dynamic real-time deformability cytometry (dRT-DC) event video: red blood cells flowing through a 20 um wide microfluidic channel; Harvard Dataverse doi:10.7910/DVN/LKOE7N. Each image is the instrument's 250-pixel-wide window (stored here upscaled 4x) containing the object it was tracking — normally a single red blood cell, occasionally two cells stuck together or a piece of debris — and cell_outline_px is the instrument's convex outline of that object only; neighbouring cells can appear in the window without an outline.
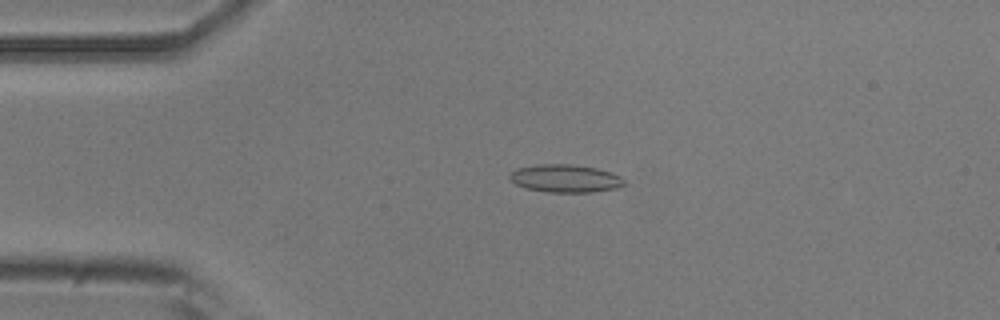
{"species": "common noctule bat (a hibernating species)", "species_latin": "Nyctalus noctula", "temperature_condition": "room temperature", "stored_images_in_passage": 53, "camera_frame_rate_fps": 3000, "um_per_image_px": 0.085, "animal": {"sex": "male", "body_mass_g": 20.5, "forearm_length_mm": 52.5}, "frame": {"image": 1, "passage_image": 12, "time_ms": 3.667, "image_size_px": [1000, 320], "cell_outline_px": [[624, 184], [616, 188], [592, 192], [544, 192], [528, 188], [516, 184], [508, 176], [516, 168], [536, 164], [568, 164], [596, 168], [612, 172], [620, 176], [624, 180]], "centroid_in_image_um": [48.04, 15.16], "position_along_channel_um": 37.0, "area_um2": 18.5}}
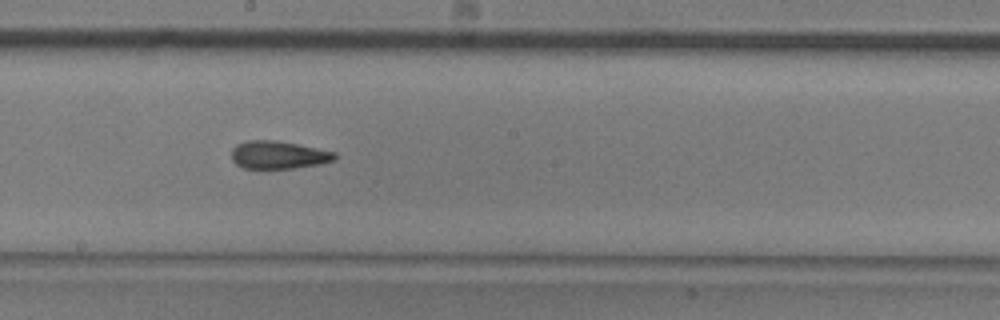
{"frame": {"image": 2, "passage_image": 29, "time_ms": 9.333, "image_size_px": [1000, 320], "cell_outline_px": [[336, 160], [320, 164], [292, 168], [244, 168], [236, 164], [232, 160], [232, 148], [236, 144], [248, 140], [276, 140], [336, 152]], "centroid_in_image_um": [23.66, 13.16], "position_along_channel_um": 224.5, "area_um2": 16.7}}
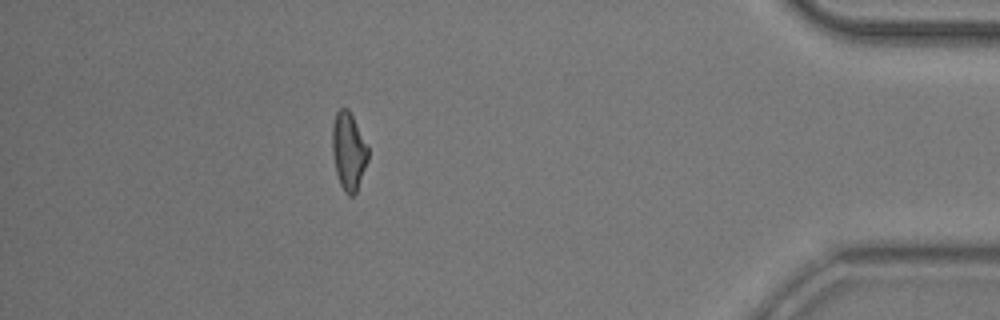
{"frame": {"image": 3, "passage_image": 47, "time_ms": 15.333, "image_size_px": [1000, 320], "cell_outline_px": [[368, 160], [356, 192], [352, 196], [348, 196], [344, 192], [340, 184], [336, 172], [332, 152], [332, 124], [336, 112], [340, 108], [348, 108], [368, 144]], "centroid_in_image_um": [29.63, 12.83], "position_along_channel_um": 405.6, "area_um2": 16.36}, "authors_computed_cell_mechanics": {"area_um2": 16.8776, "velocity_mm_per_s": 3.8347, "shape_relaxation_time_tau1_ms": 8.3231, "shape_relaxation_time_tau2_ms": 3.883, "deformation_change_tau1": 0.1896, "deformation_change_tau2": 0.1197}}